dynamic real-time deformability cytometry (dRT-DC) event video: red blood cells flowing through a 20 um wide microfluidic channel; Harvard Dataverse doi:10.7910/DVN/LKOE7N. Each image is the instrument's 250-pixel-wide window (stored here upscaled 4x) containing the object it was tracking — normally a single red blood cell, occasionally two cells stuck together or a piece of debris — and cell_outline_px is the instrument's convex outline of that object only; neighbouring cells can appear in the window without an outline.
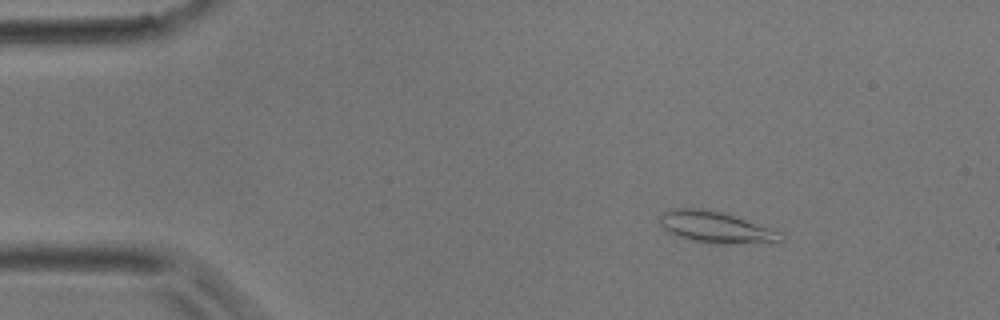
{"species": "common noctule bat (a hibernating species)", "species_latin": "Nyctalus noctula", "temperature_condition": "room temperature", "stored_images_in_passage": 5, "camera_frame_rate_fps": 3000, "um_per_image_px": 0.085, "animal": {"sex": "male", "body_mass_g": 17.9}, "frame": {"image": 1, "passage_image": 2, "time_ms": 0.333, "image_size_px": [1000, 320], "cell_outline_px": [[784, 240], [720, 244], [712, 244], [692, 240], [680, 236], [664, 228], [660, 224], [660, 216], [664, 212], [672, 208], [700, 208], [720, 212], [784, 232]], "centroid_in_image_um": [60.84, 19.3], "position_along_channel_um": 24.2, "area_um2": 21.56}}
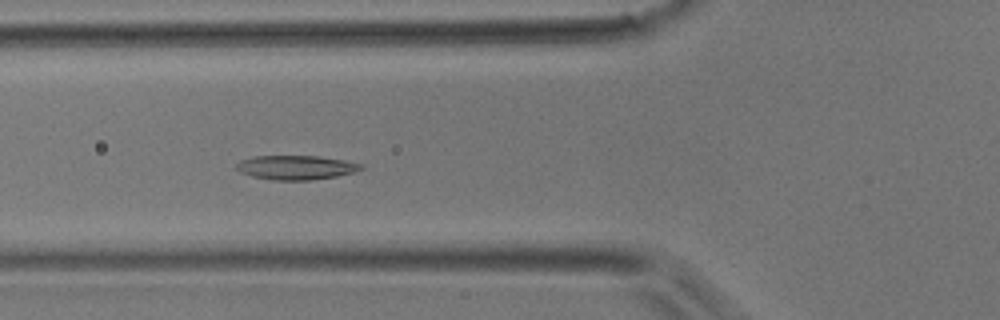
{"frame": {"image": 2, "passage_image": 5, "time_ms": 1.333, "image_size_px": [1000, 320], "cell_outline_px": [[364, 168], [352, 172], [336, 176], [308, 180], [272, 180], [252, 176], [240, 172], [236, 168], [236, 164], [240, 160], [252, 156], [320, 156], [344, 160], [364, 164]], "centroid_in_image_um": [25.14, 14.22], "position_along_channel_um": 100.7, "area_um2": 17.57}}